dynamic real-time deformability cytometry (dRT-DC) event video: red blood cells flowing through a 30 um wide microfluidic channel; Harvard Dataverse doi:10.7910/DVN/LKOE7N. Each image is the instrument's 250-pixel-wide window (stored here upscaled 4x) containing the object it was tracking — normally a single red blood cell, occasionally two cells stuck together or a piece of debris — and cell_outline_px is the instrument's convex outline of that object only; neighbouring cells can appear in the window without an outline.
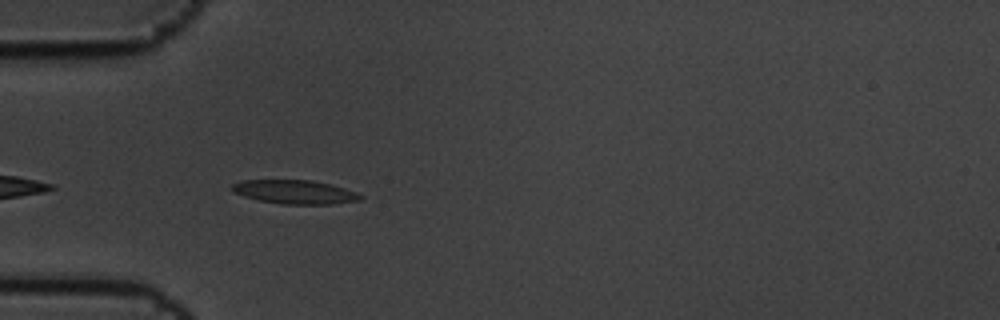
{"species": "common noctule bat (a hibernating species)", "species_latin": "Nyctalus noctula", "temperature_condition": "cold", "stored_images_in_passage": 8, "camera_frame_rate_fps": 3000, "um_per_image_px": 0.085, "animal": {"sex": "male", "body_mass_g": 19.5, "forearm_length_mm": 54.6}, "frame": {"image": 1, "passage_image": 6, "time_ms": 1.667, "image_size_px": [1000, 320], "cell_outline_px": [[364, 196], [360, 200], [332, 204], [280, 204], [260, 200], [244, 196], [232, 192], [232, 184], [240, 180], [312, 180], [344, 188], [356, 192]], "centroid_in_image_um": [25.04, 16.31], "position_along_channel_um": 60.0, "area_um2": 17.74}}
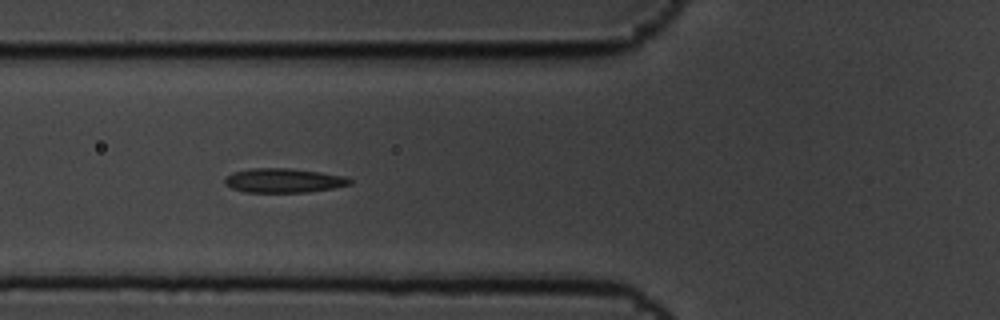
{"frame": {"image": 2, "passage_image": 7, "time_ms": 2.0, "image_size_px": [1000, 320], "cell_outline_px": [[352, 184], [332, 188], [308, 192], [244, 192], [232, 188], [224, 184], [224, 180], [232, 172], [248, 168], [288, 168], [320, 172], [344, 176], [352, 180]], "centroid_in_image_um": [24.08, 15.34], "position_along_channel_um": 101.7, "area_um2": 17.69}}
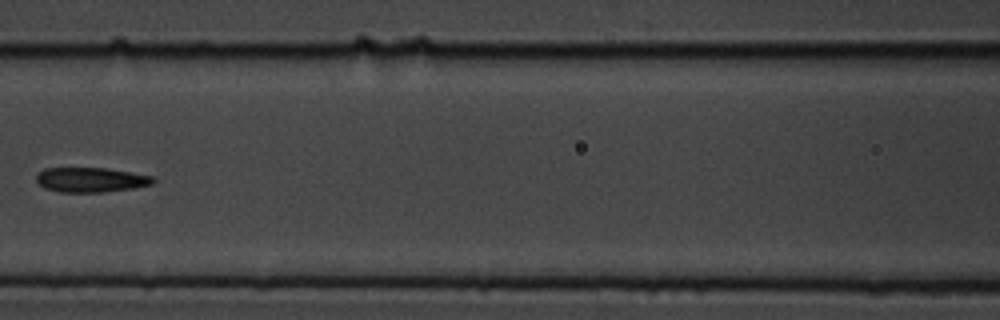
{"frame": {"image": 3, "passage_image": 8, "time_ms": 2.333, "image_size_px": [1000, 320], "cell_outline_px": [[156, 180], [152, 184], [132, 188], [104, 192], [60, 192], [44, 188], [36, 180], [36, 176], [44, 168], [108, 168], [152, 176]], "centroid_in_image_um": [7.72, 15.28], "position_along_channel_um": 158.9, "area_um2": 16.76}}